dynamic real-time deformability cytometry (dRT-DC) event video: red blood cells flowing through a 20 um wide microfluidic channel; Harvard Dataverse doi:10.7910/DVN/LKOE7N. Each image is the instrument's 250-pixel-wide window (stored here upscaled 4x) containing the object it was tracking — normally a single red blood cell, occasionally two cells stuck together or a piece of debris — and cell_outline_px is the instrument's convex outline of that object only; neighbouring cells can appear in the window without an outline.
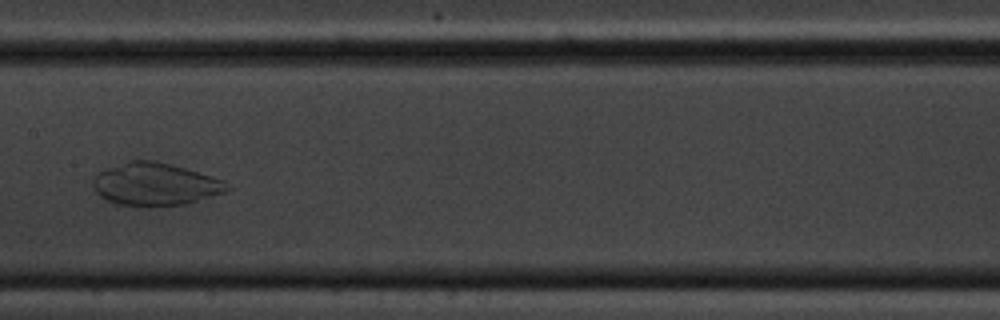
{"species": "common noctule bat (a hibernating species)", "species_latin": "Nyctalus noctula", "temperature_condition": "cold", "stored_images_in_passage": 10, "camera_frame_rate_fps": 3000, "um_per_image_px": 0.085, "animal": {"sex": "male", "body_mass_g": 20.1, "forearm_length_mm": 53.5}, "frame": {"image": 1, "passage_image": 7, "time_ms": 7.0, "image_size_px": [1000, 320], "cell_outline_px": [[232, 188], [224, 192], [184, 204], [120, 204], [108, 200], [100, 196], [92, 188], [92, 180], [104, 168], [128, 160], [156, 160], [172, 164], [212, 176], [224, 180]], "centroid_in_image_um": [13.18, 15.61], "position_along_channel_um": 194.2, "area_um2": 32.77}}